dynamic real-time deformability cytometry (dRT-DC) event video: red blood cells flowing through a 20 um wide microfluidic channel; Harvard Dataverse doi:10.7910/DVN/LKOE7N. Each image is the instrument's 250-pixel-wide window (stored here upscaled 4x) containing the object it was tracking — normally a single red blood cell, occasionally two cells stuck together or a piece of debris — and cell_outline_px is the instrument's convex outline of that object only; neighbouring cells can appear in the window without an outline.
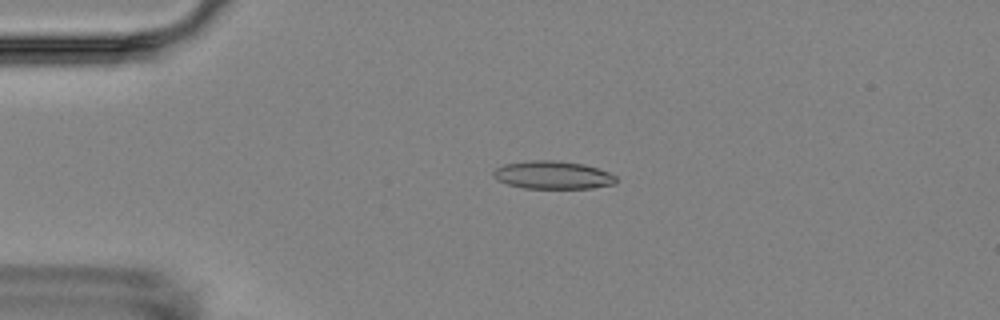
{"species": "Egyptian fruit bat (a non-hibernating species)", "species_latin": "Rousettus aegyptiacus", "temperature_condition": "room temperature", "stored_images_in_passage": 5, "camera_frame_rate_fps": 3000, "um_per_image_px": 0.085, "animal": {"sex": "female"}, "frame": {"image": 1, "passage_image": 4, "time_ms": 3.667, "image_size_px": [1000, 320], "cell_outline_px": [[616, 184], [592, 188], [524, 188], [508, 184], [496, 180], [492, 172], [496, 168], [504, 164], [532, 160], [552, 160], [584, 164], [608, 172], [616, 176]], "centroid_in_image_um": [46.98, 14.88], "position_along_channel_um": 38.0, "area_um2": 19.94}}